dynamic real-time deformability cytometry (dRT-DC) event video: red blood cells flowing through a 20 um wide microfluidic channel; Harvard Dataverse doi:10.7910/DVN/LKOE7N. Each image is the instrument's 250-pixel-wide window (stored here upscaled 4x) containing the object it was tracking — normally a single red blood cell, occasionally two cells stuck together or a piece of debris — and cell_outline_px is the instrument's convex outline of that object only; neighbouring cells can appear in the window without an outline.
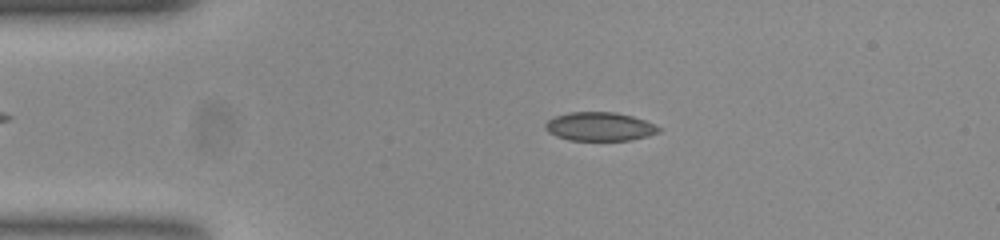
{"species": "common noctule bat (a hibernating species)", "species_latin": "Nyctalus noctula", "temperature_condition": "room temperature", "stored_images_in_passage": 52, "camera_frame_rate_fps": 3000, "um_per_image_px": 0.085, "animal": {"sex": "female", "body_mass_g": 23.0, "forearm_length_mm": 53.4}, "frame": {"image": 1, "passage_image": 10, "time_ms": 3.0, "image_size_px": [1000, 240], "cell_outline_px": [[664, 128], [660, 132], [648, 136], [632, 140], [568, 140], [556, 136], [548, 132], [544, 128], [544, 124], [548, 120], [556, 116], [568, 112], [616, 112], [632, 116], [656, 124]], "centroid_in_image_um": [51.0, 10.76], "position_along_channel_um": 34.0, "area_um2": 19.19}}
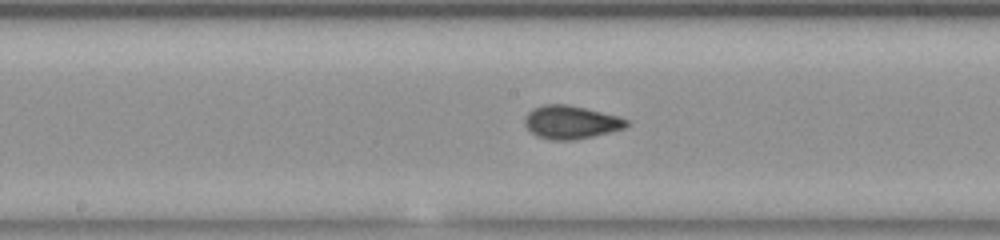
{"frame": {"image": 2, "passage_image": 26, "time_ms": 8.333, "image_size_px": [1000, 240], "cell_outline_px": [[628, 124], [624, 128], [576, 140], [552, 140], [536, 136], [524, 124], [524, 120], [528, 112], [532, 108], [544, 104], [564, 104], [584, 108], [616, 116], [628, 120]], "centroid_in_image_um": [48.47, 10.39], "position_along_channel_um": 199.7, "area_um2": 19.42}}
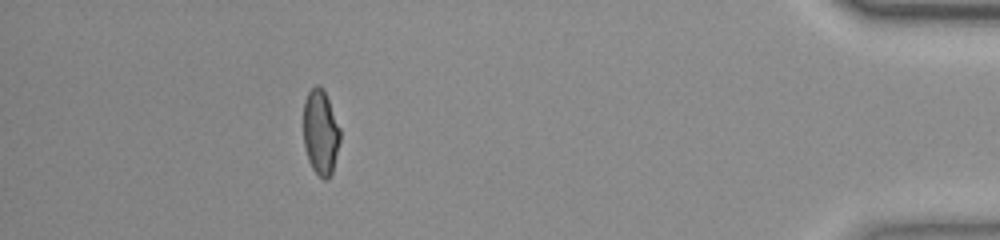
{"frame": {"image": 3, "passage_image": 47, "time_ms": 15.333, "image_size_px": [1000, 240], "cell_outline_px": [[340, 140], [332, 172], [328, 180], [324, 180], [312, 168], [308, 160], [304, 144], [304, 100], [308, 92], [316, 84], [320, 84], [328, 100], [340, 128]], "centroid_in_image_um": [27.24, 11.25], "position_along_channel_um": 408.0, "area_um2": 18.03}, "authors_computed_cell_mechanics": {"area_um2": 19.1029, "velocity_mm_per_s": 3.8079, "shape_relaxation_time_tau1_ms": null, "shape_relaxation_time_tau2_ms": 1.146, "deformation_change_tau1": null, "deformation_change_tau2": 0.0607}}